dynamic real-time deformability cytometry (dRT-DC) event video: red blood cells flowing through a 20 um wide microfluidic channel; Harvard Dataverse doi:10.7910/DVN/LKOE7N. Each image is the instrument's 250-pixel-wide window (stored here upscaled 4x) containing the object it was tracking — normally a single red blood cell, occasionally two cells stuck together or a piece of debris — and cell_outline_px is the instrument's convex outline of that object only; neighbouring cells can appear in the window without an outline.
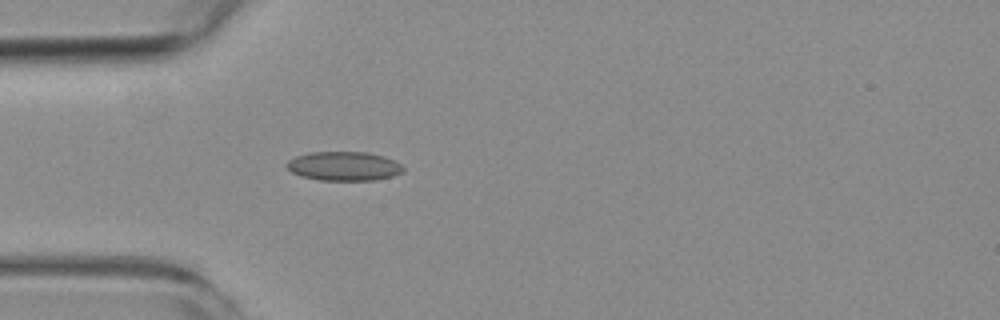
{"species": "common noctule bat (a hibernating species)", "species_latin": "Nyctalus noctula", "temperature_condition": "room temperature", "stored_images_in_passage": 5, "camera_frame_rate_fps": 3000, "um_per_image_px": 0.085, "animal": {"sex": "female", "body_mass_g": 19.3, "forearm_length_mm": 54.1}, "frame": {"image": 1, "passage_image": 5, "time_ms": 4.333, "image_size_px": [1000, 320], "cell_outline_px": [[404, 172], [392, 176], [376, 180], [320, 180], [300, 176], [292, 172], [284, 164], [288, 160], [296, 156], [308, 152], [368, 152], [384, 156], [400, 164], [404, 168]], "centroid_in_image_um": [29.21, 14.12], "position_along_channel_um": 55.8, "area_um2": 19.83}}